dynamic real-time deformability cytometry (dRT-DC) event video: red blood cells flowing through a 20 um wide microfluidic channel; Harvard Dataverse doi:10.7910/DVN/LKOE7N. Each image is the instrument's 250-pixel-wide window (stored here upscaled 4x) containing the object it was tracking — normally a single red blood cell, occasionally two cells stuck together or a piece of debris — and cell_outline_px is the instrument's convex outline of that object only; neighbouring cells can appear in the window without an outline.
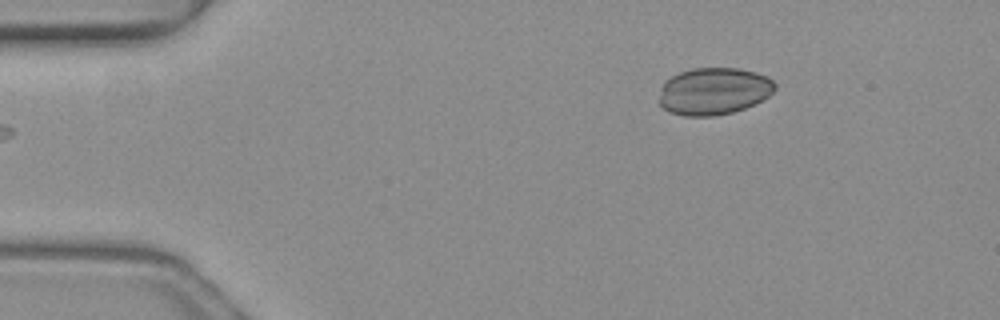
{"species": "common noctule bat (a hibernating species)", "species_latin": "Nyctalus noctula", "temperature_condition": "warm", "stored_images_in_passage": 43, "camera_frame_rate_fps": 3000, "um_per_image_px": 0.085, "animal": {"sex": "female", "body_mass_g": 19.3, "forearm_length_mm": 54.1}, "frame": {"image": 1, "passage_image": 1, "time_ms": 0.0, "image_size_px": [1000, 320], "cell_outline_px": [[776, 88], [768, 96], [744, 108], [732, 112], [712, 116], [684, 116], [668, 112], [660, 104], [660, 88], [664, 80], [680, 72], [692, 68], [740, 68], [756, 72], [772, 80], [776, 84]], "centroid_in_image_um": [60.64, 7.74], "position_along_channel_um": 24.4, "area_um2": 31.79}}
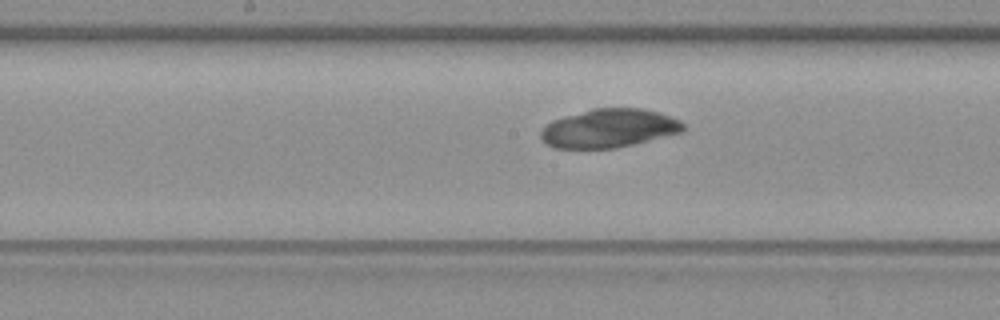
{"frame": {"image": 2, "passage_image": 19, "time_ms": 6.0, "image_size_px": [1000, 320], "cell_outline_px": [[684, 132], [616, 148], [556, 148], [548, 144], [540, 136], [540, 132], [544, 124], [552, 120], [564, 116], [592, 108], [644, 108], [680, 120], [684, 124]], "centroid_in_image_um": [51.76, 10.9], "position_along_channel_um": 196.4, "area_um2": 32.08}}
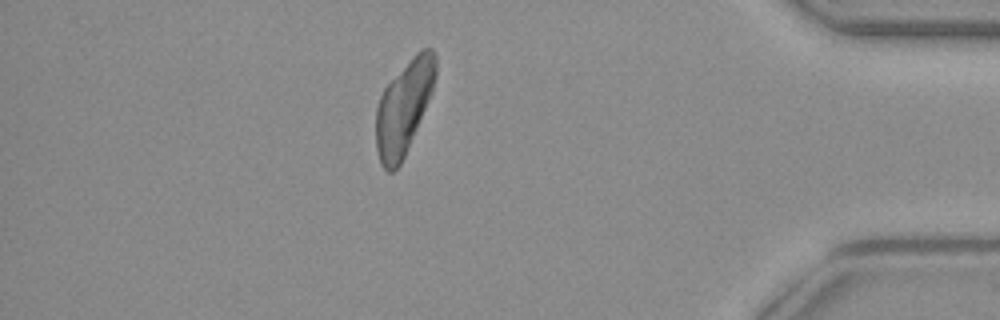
{"frame": {"image": 3, "passage_image": 37, "time_ms": 12.0, "image_size_px": [1000, 320], "cell_outline_px": [[436, 76], [432, 92], [404, 156], [400, 164], [392, 172], [388, 172], [380, 164], [376, 148], [376, 108], [380, 96], [384, 88], [412, 56], [420, 48], [432, 48], [436, 56]], "centroid_in_image_um": [34.32, 9.11], "position_along_channel_um": 400.9, "area_um2": 32.19}}